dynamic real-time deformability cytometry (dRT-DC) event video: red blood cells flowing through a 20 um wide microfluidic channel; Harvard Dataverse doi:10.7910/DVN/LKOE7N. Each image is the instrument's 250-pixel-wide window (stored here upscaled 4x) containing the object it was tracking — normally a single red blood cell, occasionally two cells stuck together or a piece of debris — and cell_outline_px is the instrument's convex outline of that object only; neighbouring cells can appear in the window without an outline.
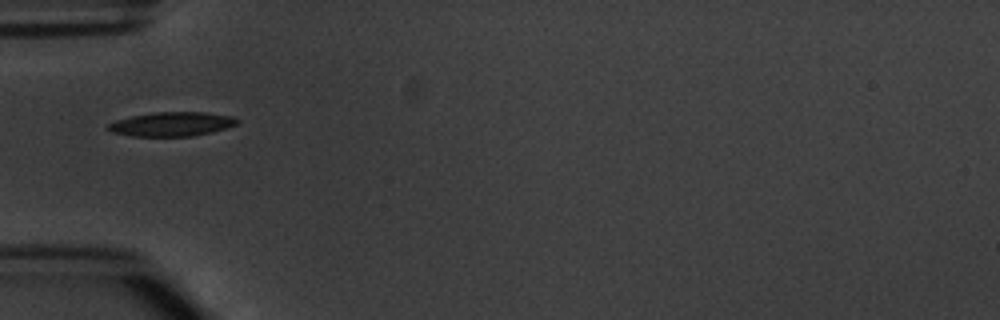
{"species": "common noctule bat (a hibernating species)", "species_latin": "Nyctalus noctula", "temperature_condition": "warm", "stored_images_in_passage": 5, "camera_frame_rate_fps": 3000, "um_per_image_px": 0.085, "animal": {"sex": "male", "body_mass_g": 20.1, "forearm_length_mm": 53.5}, "frame": {"image": 1, "passage_image": 3, "time_ms": 2.333, "image_size_px": [1000, 320], "cell_outline_px": [[240, 120], [236, 124], [212, 132], [192, 136], [132, 136], [112, 132], [104, 128], [108, 124], [116, 120], [132, 116], [152, 112], [204, 112], [236, 116]], "centroid_in_image_um": [14.6, 10.54], "position_along_channel_um": 70.4, "area_um2": 18.26}}
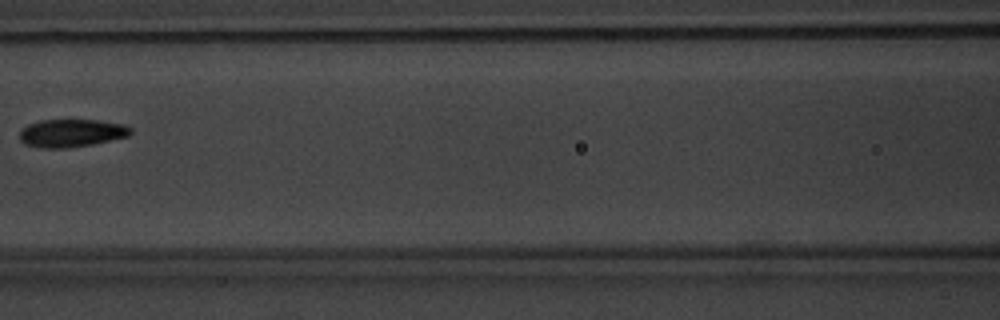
{"frame": {"image": 2, "passage_image": 5, "time_ms": 4.667, "image_size_px": [1000, 320], "cell_outline_px": [[132, 132], [128, 136], [92, 144], [68, 148], [44, 148], [24, 144], [20, 140], [20, 132], [28, 124], [40, 120], [96, 120], [124, 124], [132, 128]], "centroid_in_image_um": [6.08, 11.31], "position_along_channel_um": 160.5, "area_um2": 17.98}}